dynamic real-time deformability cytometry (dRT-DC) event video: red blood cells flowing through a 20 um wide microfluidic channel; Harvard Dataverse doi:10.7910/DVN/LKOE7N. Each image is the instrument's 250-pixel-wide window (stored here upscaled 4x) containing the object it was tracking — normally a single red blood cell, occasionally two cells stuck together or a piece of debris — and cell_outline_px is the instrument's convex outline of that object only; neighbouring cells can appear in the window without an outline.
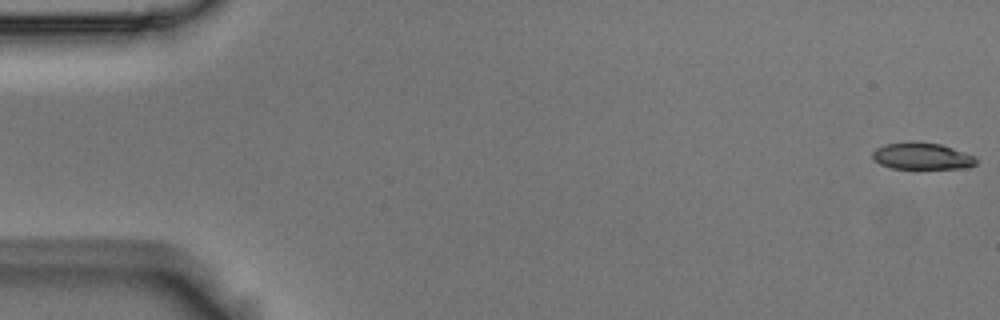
{"species": "Egyptian fruit bat (a non-hibernating species)", "species_latin": "Rousettus aegyptiacus", "temperature_condition": "room temperature", "stored_images_in_passage": 55, "camera_frame_rate_fps": 3000, "um_per_image_px": 0.085, "animal": {"sex": "male"}, "frame": {"image": 1, "passage_image": 1, "time_ms": 0.0, "image_size_px": [1000, 320], "cell_outline_px": [[976, 164], [968, 168], [892, 168], [880, 164], [872, 160], [872, 152], [876, 148], [884, 144], [908, 140], [912, 140], [940, 144], [976, 156]], "centroid_in_image_um": [78.33, 13.25], "position_along_channel_um": 6.7, "area_um2": 16.42}}
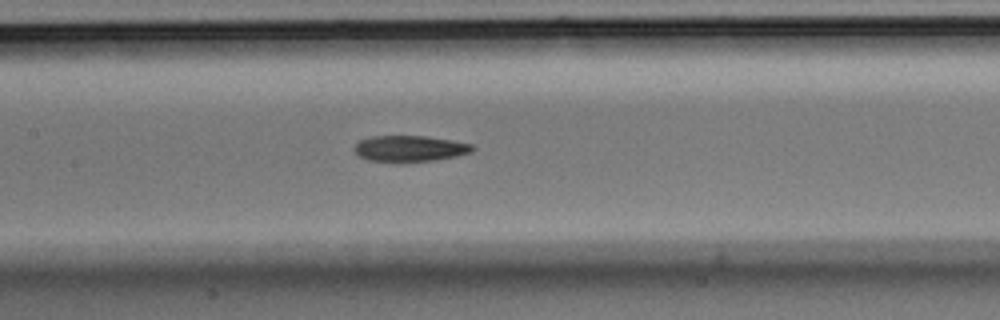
{"frame": {"image": 2, "passage_image": 26, "time_ms": 8.333, "image_size_px": [1000, 320], "cell_outline_px": [[476, 148], [472, 152], [456, 156], [436, 160], [400, 164], [396, 164], [368, 160], [360, 156], [352, 148], [360, 140], [372, 136], [428, 136], [452, 140], [472, 144]], "centroid_in_image_um": [34.83, 12.66], "position_along_channel_um": 172.6, "area_um2": 18.55}}
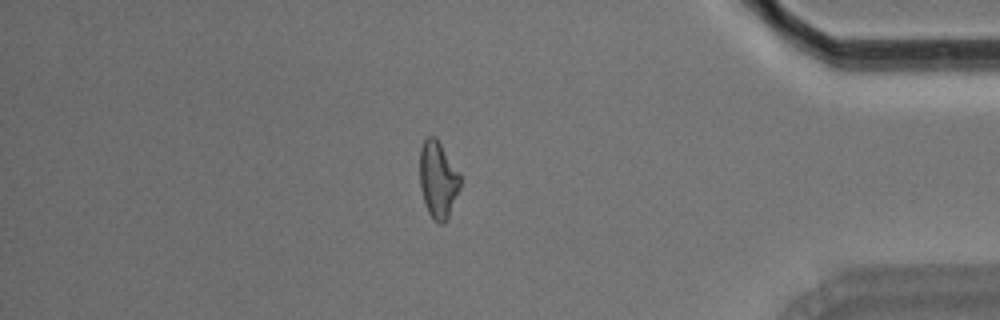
{"frame": {"image": 3, "passage_image": 47, "time_ms": 15.333, "image_size_px": [1000, 320], "cell_outline_px": [[460, 188], [448, 216], [444, 224], [440, 224], [432, 220], [428, 212], [420, 188], [420, 148], [424, 140], [428, 136], [436, 136], [460, 172]], "centroid_in_image_um": [37.23, 15.25], "position_along_channel_um": 398.0, "area_um2": 18.26}, "authors_computed_cell_mechanics": {"area_um2": 18.3226, "velocity_mm_per_s": 3.6988, "shape_relaxation_time_tau1_ms": 5.385, "shape_relaxation_time_tau2_ms": 4.9731, "deformation_change_tau1": 0.1786, "deformation_change_tau2": 0.1366}}